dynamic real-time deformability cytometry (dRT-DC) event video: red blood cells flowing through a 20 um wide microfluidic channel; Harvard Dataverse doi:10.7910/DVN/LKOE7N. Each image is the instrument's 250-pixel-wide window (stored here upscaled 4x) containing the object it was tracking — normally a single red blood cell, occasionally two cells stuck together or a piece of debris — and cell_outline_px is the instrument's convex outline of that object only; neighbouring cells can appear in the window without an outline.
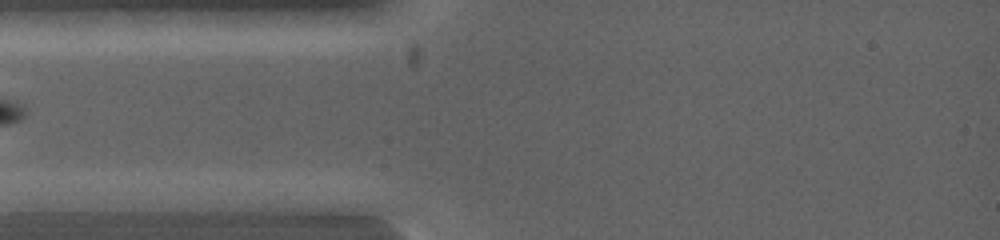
{"species": "common noctule bat (a hibernating species)", "species_latin": "Nyctalus noctula", "temperature_condition": "warm", "stored_images_in_passage": 3, "segment_of_instrument_passage": [1, 2], "camera_frame_rate_fps": 5000, "um_per_image_px": 0.085, "animal": {"sex": "female", "body_mass_g": 19.0, "forearm_length_mm": 53.3}, "frame": {"image": 1, "passage_image": 1, "time_ms": 0.0, "image_size_px": [1000, 240], "cell_outline_px": [[120, 200], [84, 212], [20, 212], [16, 200], [80, 192]], "centroid_in_image_um": [5.44, 17.27], "position_along_channel_um": 79.6, "area_um2": 10.29}}